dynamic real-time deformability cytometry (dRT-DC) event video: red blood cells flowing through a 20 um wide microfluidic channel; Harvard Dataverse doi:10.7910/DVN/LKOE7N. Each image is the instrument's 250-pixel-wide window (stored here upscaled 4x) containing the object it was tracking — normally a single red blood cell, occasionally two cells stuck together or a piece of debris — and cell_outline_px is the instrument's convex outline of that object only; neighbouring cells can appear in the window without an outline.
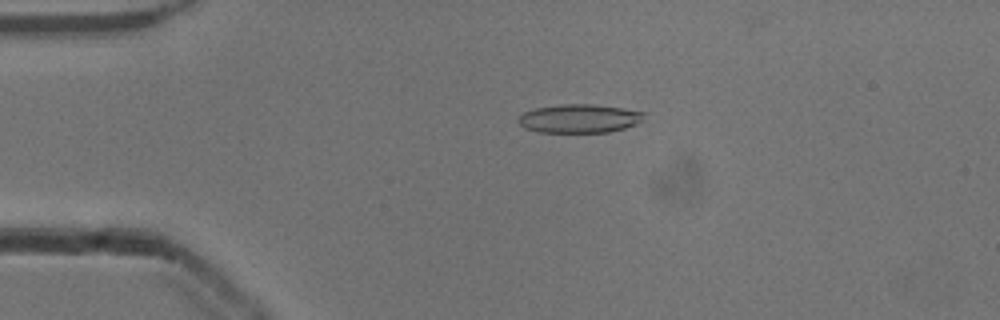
{"species": "common noctule bat (a hibernating species)", "species_latin": "Nyctalus noctula", "temperature_condition": "cold", "stored_images_in_passage": 52, "camera_frame_rate_fps": 3000, "um_per_image_px": 0.085, "animal": {"sex": "male", "body_mass_g": 13.3}, "frame": {"image": 1, "passage_image": 11, "time_ms": 3.333, "image_size_px": [1000, 320], "cell_outline_px": [[644, 112], [640, 120], [636, 124], [624, 128], [608, 132], [536, 132], [524, 128], [516, 120], [524, 112], [536, 108], [564, 104], [592, 104], [620, 108]], "centroid_in_image_um": [49.18, 10.08], "position_along_channel_um": 35.8, "area_um2": 20.69}}
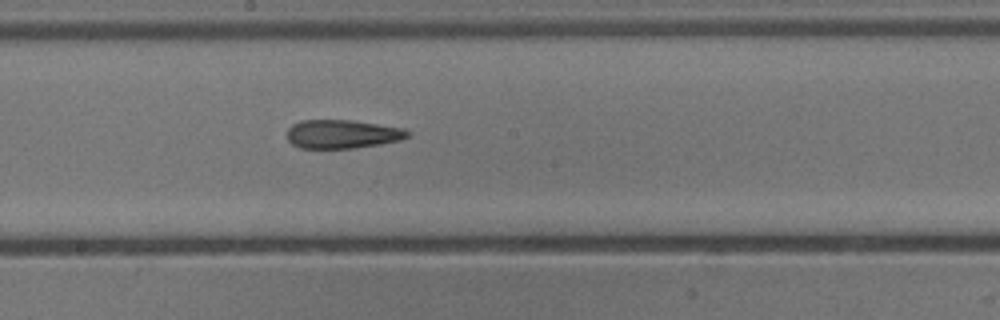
{"frame": {"image": 2, "passage_image": 28, "time_ms": 9.0, "image_size_px": [1000, 320], "cell_outline_px": [[412, 132], [408, 136], [400, 140], [380, 144], [352, 148], [300, 148], [292, 144], [288, 140], [288, 128], [292, 124], [300, 120], [352, 120], [404, 128]], "centroid_in_image_um": [29.1, 11.39], "position_along_channel_um": 219.1, "area_um2": 20.17}}
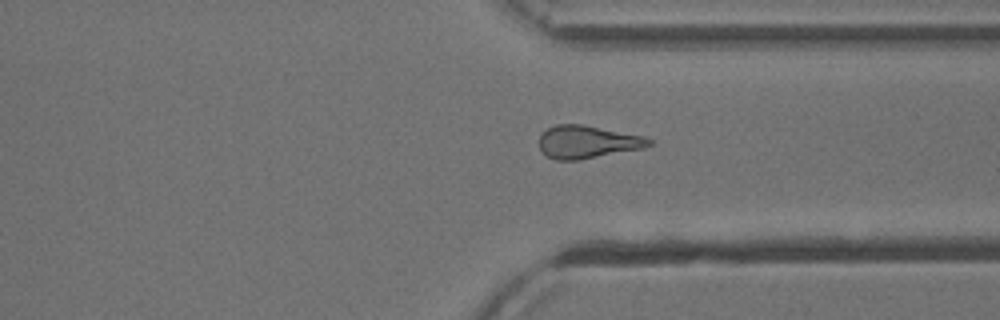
{"frame": {"image": 3, "passage_image": 39, "time_ms": 12.667, "image_size_px": [1000, 320], "cell_outline_px": [[652, 144], [644, 148], [576, 160], [556, 160], [548, 156], [540, 148], [540, 136], [548, 128], [556, 124], [584, 124], [644, 136], [652, 140]], "centroid_in_image_um": [49.95, 12.05], "position_along_channel_um": 361.4, "area_um2": 20.81}, "authors_computed_cell_mechanics": {"area_um2": 20.8369, "velocity_mm_per_s": 3.9039, "shape_relaxation_time_tau1_ms": null, "shape_relaxation_time_tau2_ms": 7.7072, "deformation_change_tau1": null, "deformation_change_tau2": 0.2122}}